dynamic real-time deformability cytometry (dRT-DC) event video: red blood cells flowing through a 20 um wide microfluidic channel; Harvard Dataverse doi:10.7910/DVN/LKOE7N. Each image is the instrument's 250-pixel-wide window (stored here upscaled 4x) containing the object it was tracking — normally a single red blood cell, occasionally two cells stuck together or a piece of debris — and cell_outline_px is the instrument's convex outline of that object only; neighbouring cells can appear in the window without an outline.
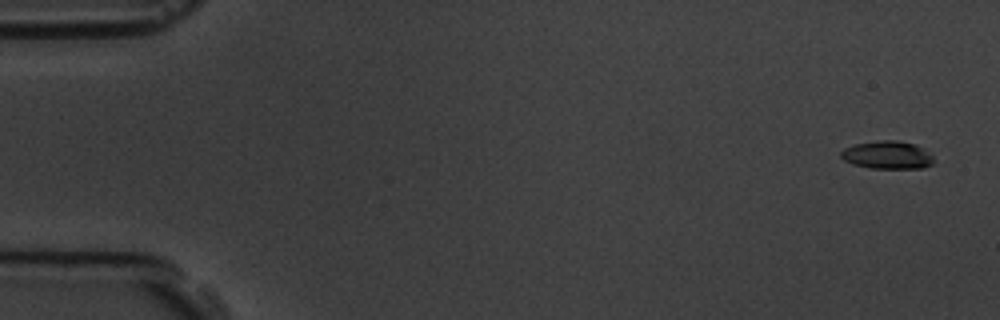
{"species": "common noctule bat (a hibernating species)", "species_latin": "Nyctalus noctula", "temperature_condition": "room temperature", "stored_images_in_passage": 5, "camera_frame_rate_fps": 3000, "um_per_image_px": 0.085, "animal": {"sex": "male", "body_mass_g": 19.5, "forearm_length_mm": 54.6}, "frame": {"image": 1, "passage_image": 1, "time_ms": 0.0, "image_size_px": [1000, 320], "cell_outline_px": [[932, 164], [920, 168], [868, 168], [852, 164], [844, 160], [840, 156], [840, 152], [844, 148], [856, 144], [880, 140], [896, 140], [916, 144], [924, 148], [932, 156]], "centroid_in_image_um": [75.4, 13.17], "position_along_channel_um": 9.6, "area_um2": 15.09}}